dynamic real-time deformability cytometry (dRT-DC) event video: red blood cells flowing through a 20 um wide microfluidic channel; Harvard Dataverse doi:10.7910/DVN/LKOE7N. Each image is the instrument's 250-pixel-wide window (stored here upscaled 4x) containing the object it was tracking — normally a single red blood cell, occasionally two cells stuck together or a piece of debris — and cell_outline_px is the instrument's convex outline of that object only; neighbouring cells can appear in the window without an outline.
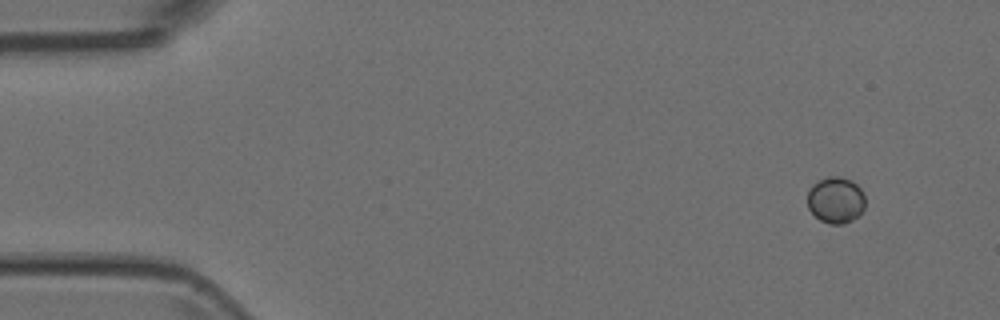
{"species": "Egyptian fruit bat (a non-hibernating species)", "species_latin": "Rousettus aegyptiacus", "temperature_condition": "room temperature", "stored_images_in_passage": 6, "camera_frame_rate_fps": 3000, "um_per_image_px": 0.085, "animal": {"sex": "female"}, "frame": {"image": 1, "passage_image": 1, "time_ms": 0.0, "image_size_px": [1000, 320], "cell_outline_px": [[864, 208], [852, 220], [844, 224], [832, 224], [820, 220], [808, 208], [808, 192], [812, 184], [828, 176], [840, 176], [852, 180], [864, 192]], "centroid_in_image_um": [71.04, 16.99], "position_along_channel_um": 14.0, "area_um2": 15.55}}
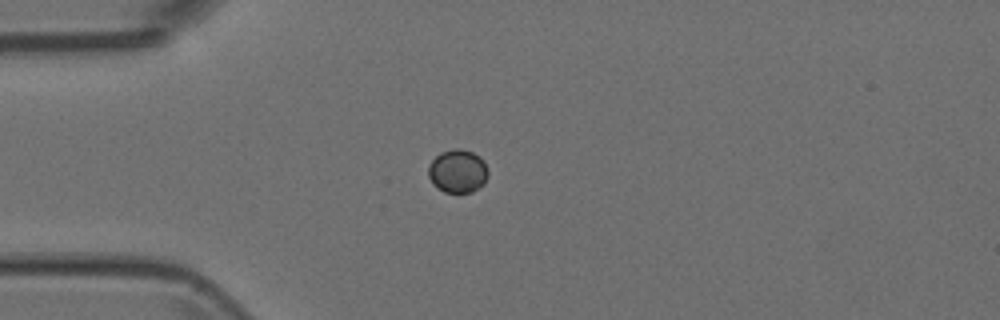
{"frame": {"image": 2, "passage_image": 4, "time_ms": 1.0, "image_size_px": [1000, 320], "cell_outline_px": [[488, 176], [484, 184], [472, 192], [444, 192], [436, 188], [432, 184], [428, 176], [428, 164], [440, 152], [452, 148], [460, 148], [472, 152], [480, 156], [484, 160], [488, 168]], "centroid_in_image_um": [38.9, 14.54], "position_along_channel_um": 46.1, "area_um2": 15.43}}
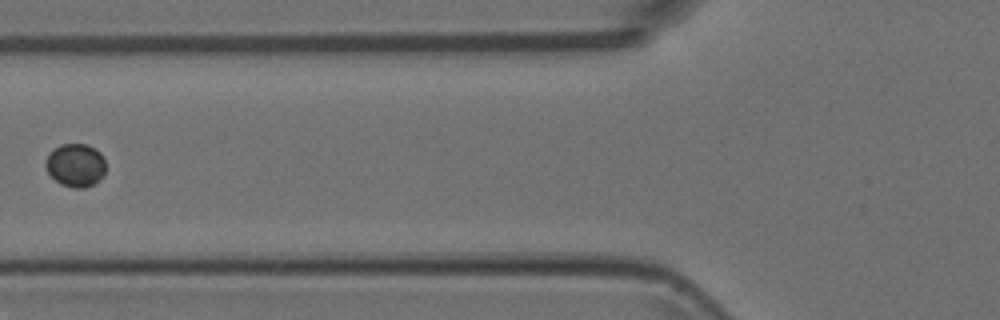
{"frame": {"image": 3, "passage_image": 6, "time_ms": 1.667, "image_size_px": [1000, 320], "cell_outline_px": [[104, 176], [92, 184], [84, 188], [72, 188], [60, 184], [48, 172], [44, 164], [48, 156], [60, 144], [88, 144], [96, 148], [100, 152], [104, 160]], "centroid_in_image_um": [6.43, 14.04], "position_along_channel_um": 119.4, "area_um2": 15.03}}